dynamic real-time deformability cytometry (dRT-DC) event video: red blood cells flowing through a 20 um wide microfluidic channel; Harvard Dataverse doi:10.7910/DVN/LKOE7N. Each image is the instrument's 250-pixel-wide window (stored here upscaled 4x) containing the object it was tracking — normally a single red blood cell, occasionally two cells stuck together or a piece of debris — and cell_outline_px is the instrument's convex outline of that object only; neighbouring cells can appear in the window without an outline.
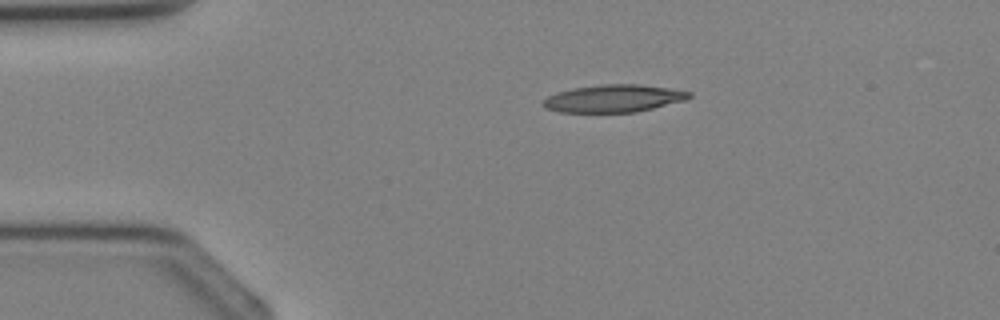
{"species": "Egyptian fruit bat (a non-hibernating species)", "species_latin": "Rousettus aegyptiacus", "temperature_condition": "cold", "stored_images_in_passage": 3, "camera_frame_rate_fps": 3000, "um_per_image_px": 0.085, "animal": {"sex": "female"}, "frame": {"image": 1, "passage_image": 3, "time_ms": 2.333, "image_size_px": [1000, 320], "cell_outline_px": [[692, 96], [688, 100], [636, 112], [560, 112], [544, 108], [540, 104], [548, 96], [556, 92], [572, 88], [600, 84], [640, 84], [668, 88], [692, 92]], "centroid_in_image_um": [52.16, 8.36], "position_along_channel_um": 32.8, "area_um2": 23.64}}